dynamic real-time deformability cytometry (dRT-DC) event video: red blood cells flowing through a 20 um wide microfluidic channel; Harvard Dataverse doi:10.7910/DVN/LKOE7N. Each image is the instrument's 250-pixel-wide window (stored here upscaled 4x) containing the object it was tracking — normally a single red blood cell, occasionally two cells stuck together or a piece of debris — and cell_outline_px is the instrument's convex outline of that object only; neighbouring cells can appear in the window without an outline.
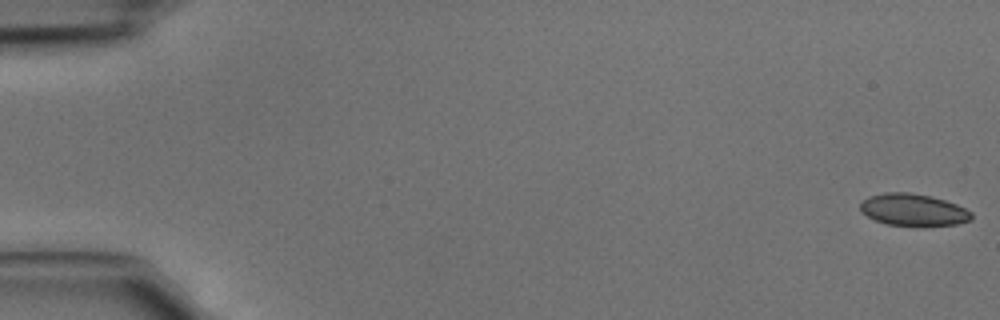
{"species": "common noctule bat (a hibernating species)", "species_latin": "Nyctalus noctula", "temperature_condition": "cold", "stored_images_in_passage": 46, "camera_frame_rate_fps": 3000, "um_per_image_px": 0.085, "animal": {"sex": "male", "body_mass_g": 15.6}, "frame": {"image": 1, "passage_image": 1, "time_ms": 0.0, "image_size_px": [1000, 320], "cell_outline_px": [[972, 220], [956, 224], [924, 228], [920, 228], [888, 224], [876, 220], [860, 212], [860, 204], [868, 196], [884, 192], [908, 192], [932, 196], [956, 204], [972, 212]], "centroid_in_image_um": [77.65, 17.86], "position_along_channel_um": 7.4, "area_um2": 21.33}}
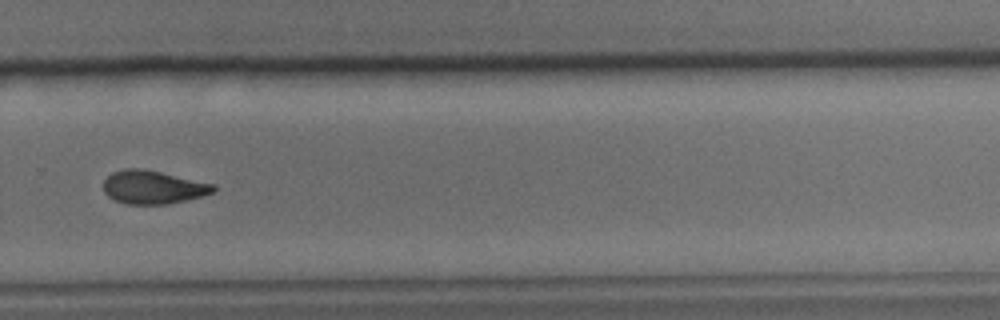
{"frame": {"image": 2, "passage_image": 32, "time_ms": 10.333, "image_size_px": [1000, 320], "cell_outline_px": [[216, 192], [188, 200], [168, 204], [124, 204], [112, 200], [104, 192], [104, 180], [112, 172], [124, 168], [140, 168], [160, 172], [216, 184]], "centroid_in_image_um": [13.02, 15.92], "position_along_channel_um": 316.8, "area_um2": 21.62}}
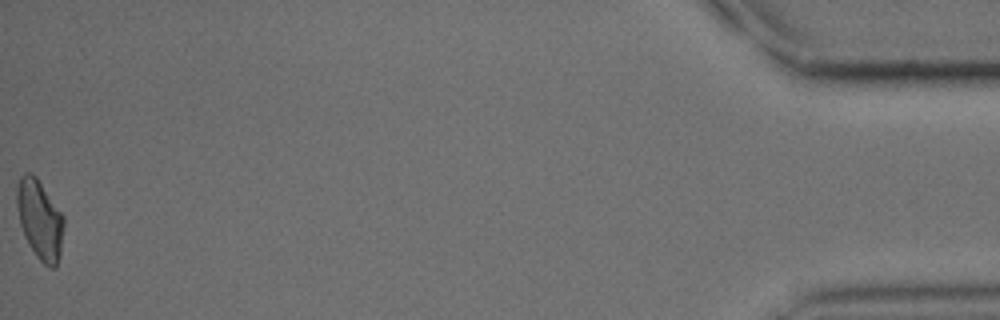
{"frame": {"image": 3, "passage_image": 46, "time_ms": 15.0, "image_size_px": [1000, 320], "cell_outline_px": [[64, 224], [60, 252], [56, 268], [48, 268], [36, 256], [28, 244], [24, 236], [20, 224], [16, 204], [16, 188], [20, 176], [24, 172], [32, 172], [36, 176], [64, 216]], "centroid_in_image_um": [3.37, 18.65], "position_along_channel_um": 431.8, "area_um2": 21.91}}